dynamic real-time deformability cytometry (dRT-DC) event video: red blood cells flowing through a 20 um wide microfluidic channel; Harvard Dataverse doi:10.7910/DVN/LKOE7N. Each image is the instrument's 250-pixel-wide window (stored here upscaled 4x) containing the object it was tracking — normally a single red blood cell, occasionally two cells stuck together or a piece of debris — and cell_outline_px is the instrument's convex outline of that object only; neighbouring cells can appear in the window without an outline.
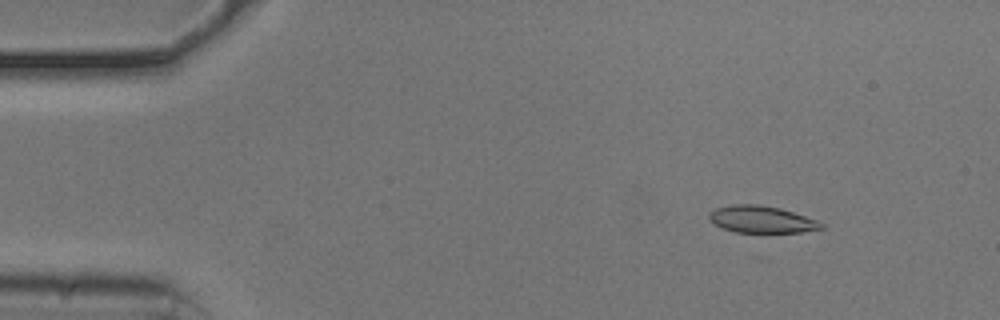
{"species": "common noctule bat (a hibernating species)", "species_latin": "Nyctalus noctula", "temperature_condition": "cold", "stored_images_in_passage": 48, "camera_frame_rate_fps": 3000, "um_per_image_px": 0.085, "animal": {"sex": "male", "body_mass_g": 20.5, "forearm_length_mm": 52.5}, "frame": {"image": 1, "passage_image": 1, "time_ms": 0.0, "image_size_px": [1000, 320], "cell_outline_px": [[824, 228], [800, 232], [736, 232], [712, 224], [708, 220], [708, 212], [716, 208], [732, 204], [760, 204], [780, 208], [816, 220], [824, 224]], "centroid_in_image_um": [64.67, 18.64], "position_along_channel_um": 20.3, "area_um2": 17.63}}
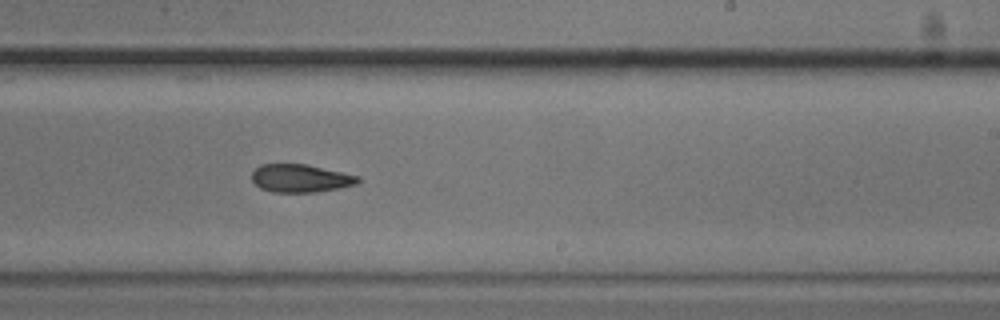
{"frame": {"image": 2, "passage_image": 27, "time_ms": 8.667, "image_size_px": [1000, 320], "cell_outline_px": [[360, 180], [356, 184], [340, 188], [316, 192], [272, 192], [260, 188], [252, 180], [252, 172], [260, 164], [308, 164], [360, 176]], "centroid_in_image_um": [25.55, 15.15], "position_along_channel_um": 263.4, "area_um2": 17.4}}
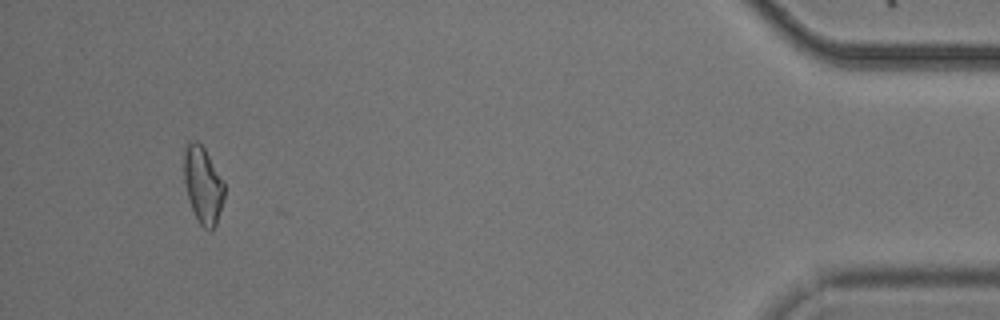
{"frame": {"image": 3, "passage_image": 45, "time_ms": 14.667, "image_size_px": [1000, 320], "cell_outline_px": [[224, 196], [216, 224], [212, 232], [204, 228], [200, 224], [188, 200], [184, 180], [184, 152], [188, 144], [192, 140], [196, 140], [204, 148], [224, 180]], "centroid_in_image_um": [17.26, 15.73], "position_along_channel_um": 417.9, "area_um2": 17.98}, "authors_computed_cell_mechanics": {"area_um2": 18.1492, "velocity_mm_per_s": 3.7669, "shape_relaxation_time_tau1_ms": 8.7622, "shape_relaxation_time_tau2_ms": 5.3201, "deformation_change_tau1": 0.1934, "deformation_change_tau2": 0.1269}}